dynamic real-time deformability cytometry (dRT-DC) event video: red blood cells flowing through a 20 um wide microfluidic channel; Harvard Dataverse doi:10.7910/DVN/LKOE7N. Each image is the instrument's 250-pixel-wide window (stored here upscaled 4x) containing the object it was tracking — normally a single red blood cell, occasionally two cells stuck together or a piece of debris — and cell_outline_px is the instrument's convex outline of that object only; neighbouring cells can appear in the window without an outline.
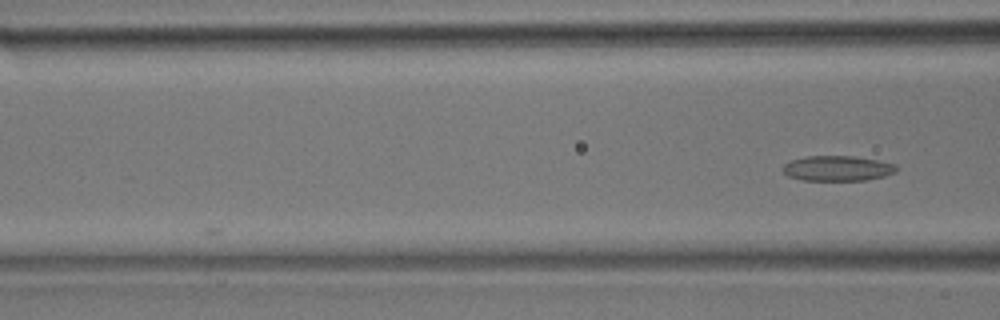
{"species": "common noctule bat (a hibernating species)", "species_latin": "Nyctalus noctula", "temperature_condition": "room temperature", "stored_images_in_passage": 15, "camera_frame_rate_fps": 3000, "um_per_image_px": 0.085, "animal": {"sex": "male", "body_mass_g": 17.9}, "frame": {"image": 1, "passage_image": 15, "time_ms": 4.667, "image_size_px": [1000, 320], "cell_outline_px": [[900, 168], [896, 172], [884, 176], [868, 180], [804, 180], [788, 176], [780, 168], [784, 164], [792, 160], [804, 156], [852, 156], [876, 160], [896, 164]], "centroid_in_image_um": [71.2, 14.31], "position_along_channel_um": 95.4, "area_um2": 16.76}}